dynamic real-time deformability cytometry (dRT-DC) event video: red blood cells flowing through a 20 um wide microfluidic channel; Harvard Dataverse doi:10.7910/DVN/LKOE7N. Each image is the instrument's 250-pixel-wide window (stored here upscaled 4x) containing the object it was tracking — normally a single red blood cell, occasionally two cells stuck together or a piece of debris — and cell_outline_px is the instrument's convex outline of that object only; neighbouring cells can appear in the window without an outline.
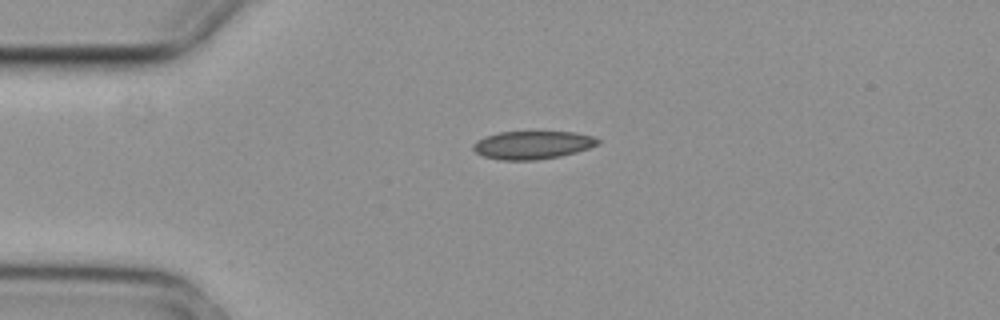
{"species": "common noctule bat (a hibernating species)", "species_latin": "Nyctalus noctula", "temperature_condition": "cold", "stored_images_in_passage": 1, "camera_frame_rate_fps": 3000, "um_per_image_px": 0.085, "animal": {"sex": "female", "body_mass_g": 29.2, "forearm_length_mm": 56.3}, "frame": {"image": 1, "passage_image": 1, "time_ms": 0.0, "image_size_px": [1000, 320], "cell_outline_px": [[600, 144], [576, 152], [560, 156], [536, 160], [500, 160], [484, 156], [476, 152], [472, 148], [472, 144], [476, 140], [484, 136], [500, 132], [576, 132], [592, 136], [600, 140]], "centroid_in_image_um": [45.25, 12.32], "position_along_channel_um": 39.8, "area_um2": 20.46}}